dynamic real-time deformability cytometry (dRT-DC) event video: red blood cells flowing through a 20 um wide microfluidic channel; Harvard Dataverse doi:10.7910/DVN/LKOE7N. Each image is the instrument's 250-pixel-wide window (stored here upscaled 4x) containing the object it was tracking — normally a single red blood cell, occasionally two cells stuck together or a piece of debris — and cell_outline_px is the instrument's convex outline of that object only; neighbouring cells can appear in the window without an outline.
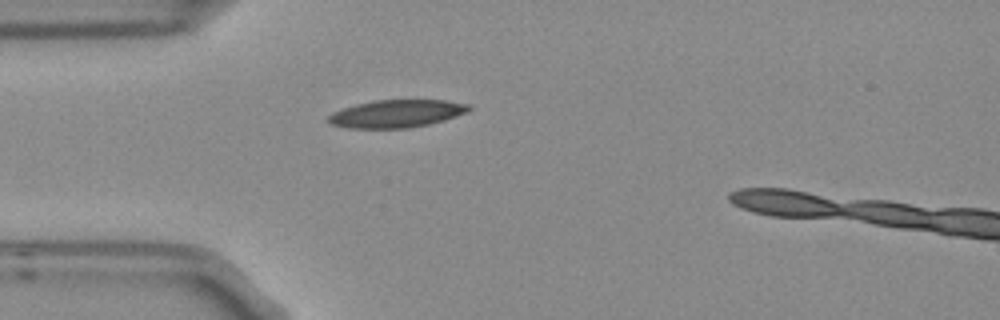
{"species": "Egyptian fruit bat (a non-hibernating species)", "species_latin": "Rousettus aegyptiacus", "temperature_condition": "room temperature", "stored_images_in_passage": 1, "camera_frame_rate_fps": 3000, "um_per_image_px": 0.085, "frame": {"image": 1, "passage_image": 1, "time_ms": 0.0, "image_size_px": [1000, 320], "cell_outline_px": [[472, 108], [468, 112], [444, 120], [428, 124], [408, 128], [348, 128], [332, 124], [324, 120], [332, 112], [356, 104], [372, 100], [444, 100], [468, 104]], "centroid_in_image_um": [33.68, 9.66], "position_along_channel_um": 51.3, "area_um2": 22.72}}